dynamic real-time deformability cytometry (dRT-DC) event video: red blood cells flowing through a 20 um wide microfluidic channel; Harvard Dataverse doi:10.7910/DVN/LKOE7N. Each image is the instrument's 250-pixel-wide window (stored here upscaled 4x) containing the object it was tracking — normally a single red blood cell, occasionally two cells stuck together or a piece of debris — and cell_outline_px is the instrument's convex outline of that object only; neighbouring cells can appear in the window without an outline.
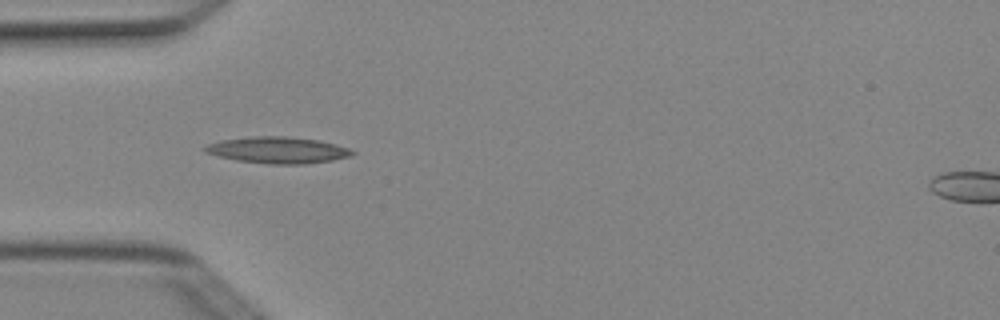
{"species": "Egyptian fruit bat (a non-hibernating species)", "species_latin": "Rousettus aegyptiacus", "temperature_condition": "cold", "stored_images_in_passage": 6, "camera_frame_rate_fps": 3000, "um_per_image_px": 0.085, "animal": {"sex": "female"}, "frame": {"image": 1, "passage_image": 5, "time_ms": 1.333, "image_size_px": [1000, 320], "cell_outline_px": [[356, 152], [352, 156], [332, 160], [304, 164], [268, 164], [236, 160], [216, 156], [204, 152], [204, 148], [208, 144], [220, 140], [252, 136], [284, 136], [320, 140], [348, 148]], "centroid_in_image_um": [23.6, 12.76], "position_along_channel_um": 61.4, "area_um2": 22.77}}
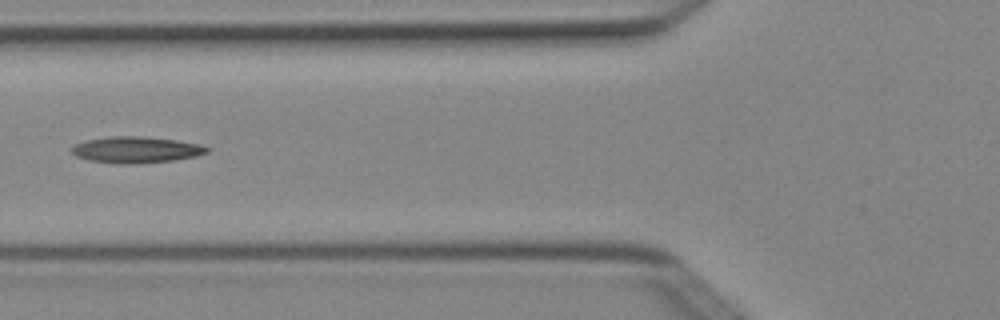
{"frame": {"image": 2, "passage_image": 6, "time_ms": 1.667, "image_size_px": [1000, 320], "cell_outline_px": [[212, 148], [208, 152], [196, 156], [172, 160], [128, 164], [116, 164], [88, 160], [76, 156], [72, 152], [72, 148], [76, 144], [84, 140], [112, 136], [144, 136], [176, 140], [200, 144]], "centroid_in_image_um": [11.58, 12.72], "position_along_channel_um": 114.2, "area_um2": 20.75}}